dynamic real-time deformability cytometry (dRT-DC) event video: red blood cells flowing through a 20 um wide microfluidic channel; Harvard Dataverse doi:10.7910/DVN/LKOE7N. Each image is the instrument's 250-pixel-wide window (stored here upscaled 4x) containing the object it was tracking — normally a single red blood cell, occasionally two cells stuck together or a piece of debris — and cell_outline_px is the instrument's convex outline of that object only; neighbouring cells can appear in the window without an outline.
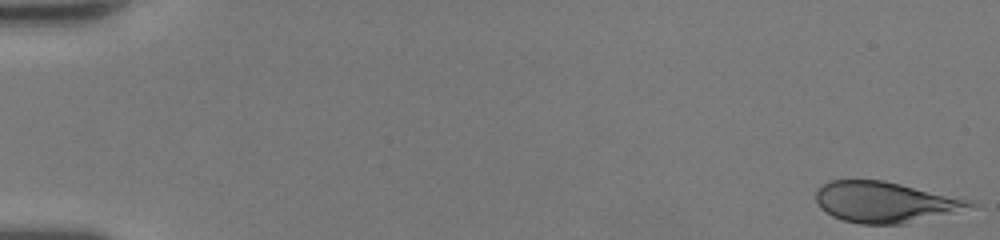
{"species": "human", "species_latin": "Homo sapiens", "temperature_condition": "room temperature", "stored_images_in_passage": 49, "camera_frame_rate_fps": 3000, "um_per_image_px": 0.085, "donor": {"sex": "female"}, "frame": {"image": 1, "passage_image": 1, "time_ms": 0.0, "image_size_px": [1000, 240], "cell_outline_px": [[980, 208], [904, 224], [860, 224], [844, 220], [832, 216], [820, 208], [816, 200], [816, 192], [820, 184], [828, 180], [884, 180], [976, 200], [980, 204]], "centroid_in_image_um": [75.38, 17.18], "position_along_channel_um": 9.6, "area_um2": 37.74}}
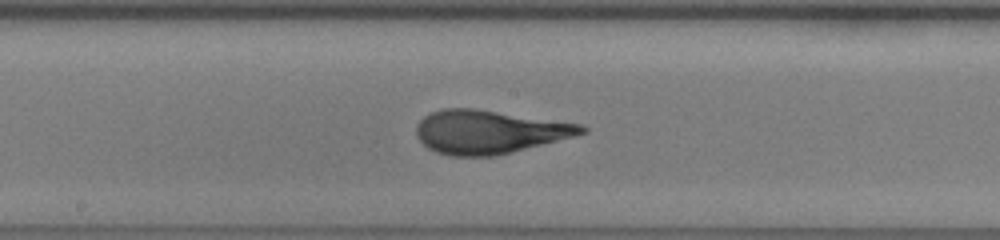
{"frame": {"image": 2, "passage_image": 27, "time_ms": 8.667, "image_size_px": [1000, 240], "cell_outline_px": [[588, 132], [492, 156], [452, 156], [436, 152], [428, 148], [416, 136], [416, 124], [424, 116], [432, 112], [444, 108], [476, 108], [580, 124], [588, 128]], "centroid_in_image_um": [41.51, 11.19], "position_along_channel_um": 206.7, "area_um2": 41.27}}
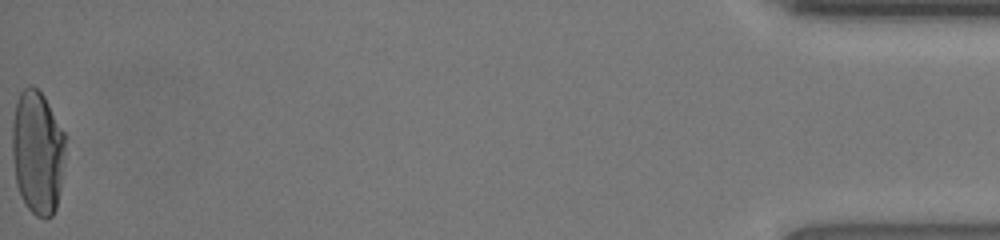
{"frame": {"image": 3, "passage_image": 49, "time_ms": 16.0, "image_size_px": [1000, 240], "cell_outline_px": [[68, 136], [60, 188], [56, 208], [52, 216], [48, 220], [44, 220], [36, 216], [28, 208], [20, 196], [16, 184], [12, 156], [12, 120], [16, 104], [20, 92], [28, 84], [32, 84], [44, 96]], "centroid_in_image_um": [3.21, 12.94], "position_along_channel_um": 432.0, "area_um2": 39.3}, "authors_computed_cell_mechanics": {"area_um2": 39.6508, "velocity_mm_per_s": 4.3549, "shape_relaxation_time_tau1_ms": 4.365, "shape_relaxation_time_tau2_ms": null, "deformation_change_tau1": 0.2318, "deformation_change_tau2": null}}